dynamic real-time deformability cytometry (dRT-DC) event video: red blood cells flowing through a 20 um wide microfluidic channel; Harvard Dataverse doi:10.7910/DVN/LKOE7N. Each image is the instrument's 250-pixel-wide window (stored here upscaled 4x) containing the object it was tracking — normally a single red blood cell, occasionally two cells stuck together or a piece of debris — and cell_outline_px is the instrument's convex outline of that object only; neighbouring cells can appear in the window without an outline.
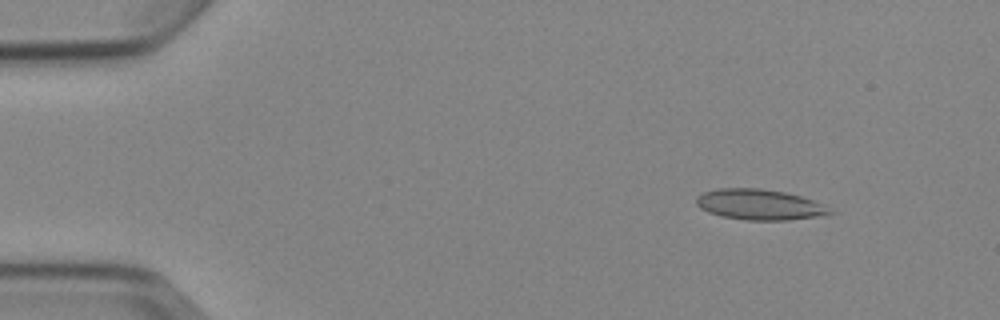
{"species": "Egyptian fruit bat (a non-hibernating species)", "species_latin": "Rousettus aegyptiacus", "temperature_condition": "cold", "stored_images_in_passage": 8, "camera_frame_rate_fps": 3000, "um_per_image_px": 0.085, "animal": {"sex": "female"}, "frame": {"image": 1, "passage_image": 2, "time_ms": 1.0, "image_size_px": [1000, 320], "cell_outline_px": [[836, 212], [820, 216], [788, 220], [744, 220], [720, 216], [708, 212], [700, 208], [696, 204], [696, 196], [704, 192], [716, 188], [760, 188], [784, 192], [800, 196], [812, 200]], "centroid_in_image_um": [64.51, 17.39], "position_along_channel_um": 20.5, "area_um2": 23.81}}
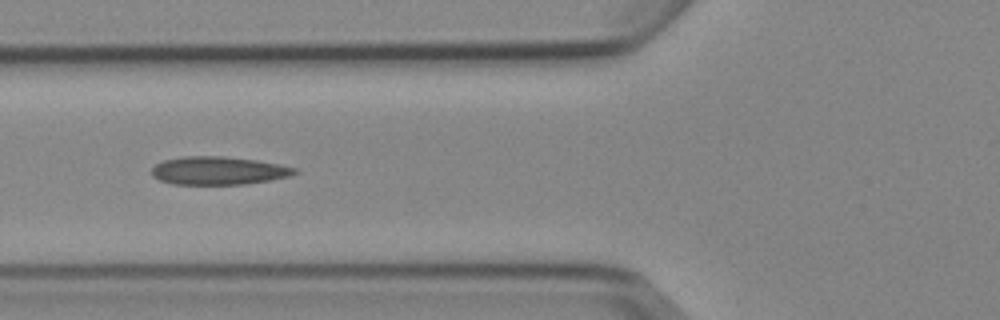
{"frame": {"image": 2, "passage_image": 6, "time_ms": 5.667, "image_size_px": [1000, 320], "cell_outline_px": [[300, 172], [288, 176], [268, 180], [244, 184], [172, 184], [160, 180], [152, 176], [152, 168], [156, 164], [164, 160], [184, 156], [224, 156], [256, 160], [280, 164], [300, 168]], "centroid_in_image_um": [18.6, 14.5], "position_along_channel_um": 107.2, "area_um2": 23.47}}
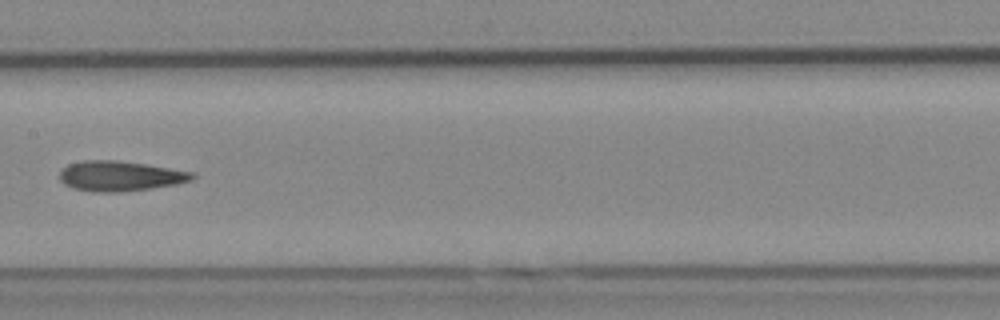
{"frame": {"image": 3, "passage_image": 8, "time_ms": 8.0, "image_size_px": [1000, 320], "cell_outline_px": [[196, 176], [192, 180], [176, 184], [152, 188], [120, 192], [96, 192], [72, 188], [64, 184], [60, 180], [60, 172], [68, 164], [84, 160], [116, 160], [144, 164], [196, 172]], "centroid_in_image_um": [10.22, 14.96], "position_along_channel_um": 197.2, "area_um2": 23.29}}